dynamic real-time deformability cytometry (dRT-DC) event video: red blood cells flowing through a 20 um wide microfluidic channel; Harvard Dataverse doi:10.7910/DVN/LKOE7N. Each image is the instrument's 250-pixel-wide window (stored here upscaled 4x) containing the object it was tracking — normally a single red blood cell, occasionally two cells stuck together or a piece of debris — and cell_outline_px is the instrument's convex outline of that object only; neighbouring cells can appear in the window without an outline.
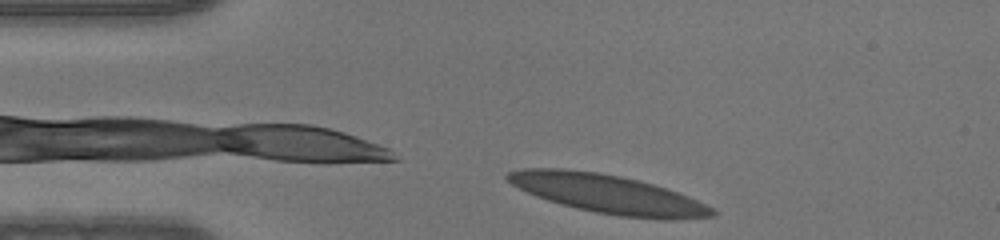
{"species": "human", "species_latin": "Homo sapiens", "temperature_condition": "warm", "stored_images_in_passage": 34, "camera_frame_rate_fps": 3000, "um_per_image_px": 0.085, "donor": {"sex": "male"}, "frame": {"image": 1, "passage_image": 2, "time_ms": 0.333, "image_size_px": [1000, 240], "cell_outline_px": [[716, 216], [672, 220], [660, 220], [620, 216], [596, 212], [576, 208], [548, 200], [536, 196], [512, 184], [504, 176], [508, 172], [524, 168], [564, 168], [600, 172], [620, 176], [652, 184], [688, 196], [712, 208], [716, 212]], "centroid_in_image_um": [51.67, 16.49], "position_along_channel_um": 33.3, "area_um2": 45.89}}
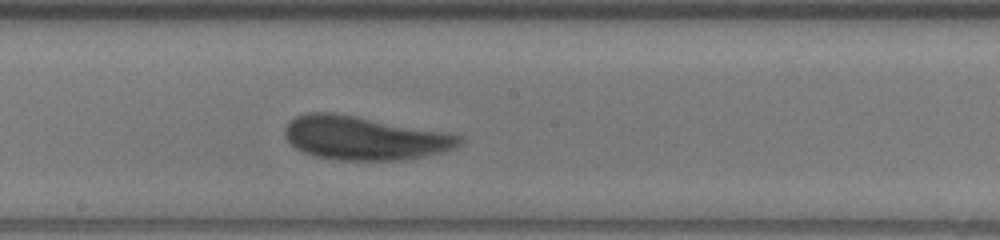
{"frame": {"image": 2, "passage_image": 19, "time_ms": 6.0, "image_size_px": [1000, 240], "cell_outline_px": [[464, 140], [456, 148], [444, 152], [424, 156], [400, 160], [340, 160], [316, 156], [300, 152], [284, 136], [284, 128], [288, 120], [296, 116], [308, 112], [332, 112], [356, 116], [444, 132], [464, 136]], "centroid_in_image_um": [30.94, 11.73], "position_along_channel_um": 217.3, "area_um2": 44.51}}
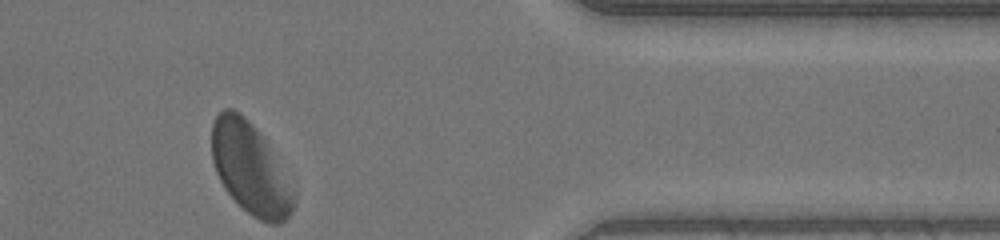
{"frame": {"image": 3, "passage_image": 34, "time_ms": 11.0, "image_size_px": [1000, 240], "cell_outline_px": [[292, 212], [280, 224], [272, 224], [260, 220], [252, 216], [228, 192], [220, 180], [216, 172], [212, 160], [212, 124], [216, 116], [224, 108], [232, 108], [240, 112], [264, 136], [292, 196]], "centroid_in_image_um": [21.18, 14.28], "position_along_channel_um": 390.2, "area_um2": 42.08}}